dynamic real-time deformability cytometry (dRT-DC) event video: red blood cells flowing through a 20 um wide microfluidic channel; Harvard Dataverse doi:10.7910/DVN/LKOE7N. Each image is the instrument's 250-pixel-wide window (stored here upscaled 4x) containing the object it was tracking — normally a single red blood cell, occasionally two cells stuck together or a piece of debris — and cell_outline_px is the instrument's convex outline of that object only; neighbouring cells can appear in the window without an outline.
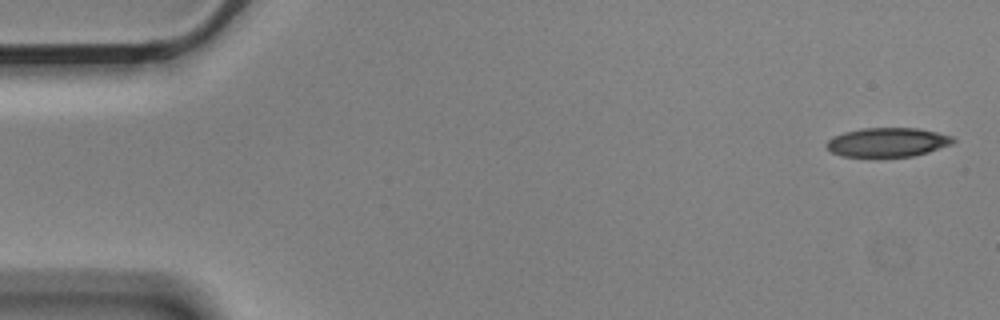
{"species": "Egyptian fruit bat (a non-hibernating species)", "species_latin": "Rousettus aegyptiacus", "temperature_condition": "cold", "stored_images_in_passage": 4, "camera_frame_rate_fps": 3000, "um_per_image_px": 0.085, "animal": {"sex": "male"}, "frame": {"image": 1, "passage_image": 1, "time_ms": 0.0, "image_size_px": [1000, 320], "cell_outline_px": [[956, 140], [952, 144], [928, 152], [912, 156], [840, 156], [832, 152], [824, 144], [828, 140], [844, 132], [864, 128], [916, 128], [936, 132], [952, 136]], "centroid_in_image_um": [75.45, 12.09], "position_along_channel_um": 9.5, "area_um2": 21.21}}
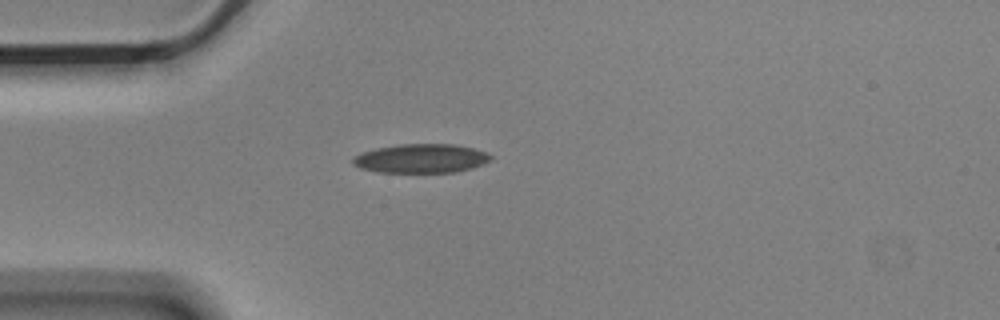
{"frame": {"image": 2, "passage_image": 4, "time_ms": 1.0, "image_size_px": [1000, 320], "cell_outline_px": [[492, 160], [484, 164], [472, 168], [456, 172], [380, 172], [360, 168], [352, 164], [352, 160], [360, 152], [376, 148], [400, 144], [452, 144], [472, 148], [484, 152], [492, 156]], "centroid_in_image_um": [35.79, 13.47], "position_along_channel_um": 49.2, "area_um2": 23.24}}